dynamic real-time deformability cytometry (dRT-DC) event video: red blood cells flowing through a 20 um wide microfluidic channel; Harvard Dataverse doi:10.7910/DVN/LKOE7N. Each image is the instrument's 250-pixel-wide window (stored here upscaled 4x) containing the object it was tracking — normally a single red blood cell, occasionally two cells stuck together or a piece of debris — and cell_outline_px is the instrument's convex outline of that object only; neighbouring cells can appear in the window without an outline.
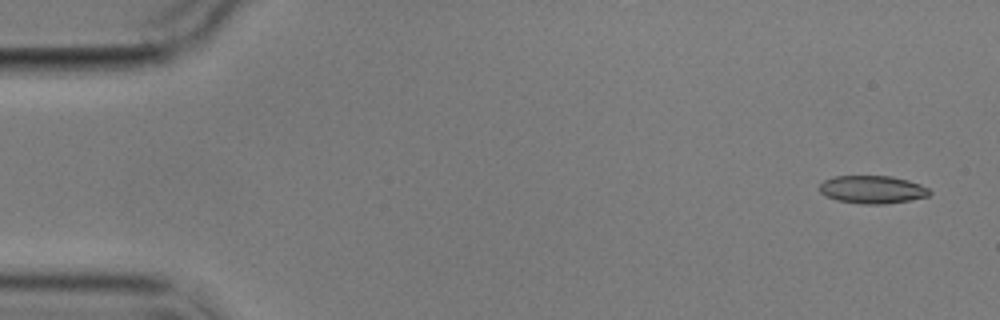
{"species": "common noctule bat (a hibernating species)", "species_latin": "Nyctalus noctula", "temperature_condition": "cold", "stored_images_in_passage": 4, "camera_frame_rate_fps": 3000, "um_per_image_px": 0.085, "animal": {"sex": "male", "body_mass_g": 17.9}, "frame": {"image": 1, "passage_image": 1, "time_ms": 0.0, "image_size_px": [1000, 320], "cell_outline_px": [[932, 192], [928, 196], [908, 200], [884, 204], [860, 204], [836, 200], [820, 192], [820, 184], [824, 180], [832, 176], [892, 176], [908, 180], [920, 184], [928, 188]], "centroid_in_image_um": [74.15, 16.1], "position_along_channel_um": 10.9, "area_um2": 17.86}}
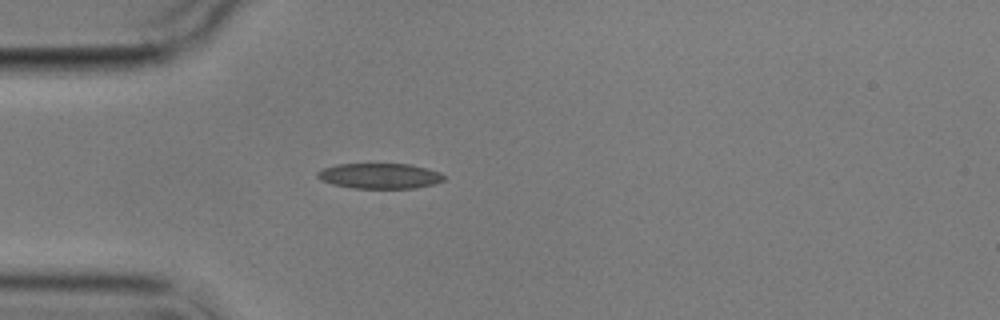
{"frame": {"image": 2, "passage_image": 4, "time_ms": 4.333, "image_size_px": [1000, 320], "cell_outline_px": [[444, 180], [436, 184], [416, 188], [352, 188], [332, 184], [320, 180], [316, 176], [316, 172], [324, 168], [336, 164], [412, 164], [440, 172], [444, 176]], "centroid_in_image_um": [32.27, 14.95], "position_along_channel_um": 52.7, "area_um2": 18.84}}